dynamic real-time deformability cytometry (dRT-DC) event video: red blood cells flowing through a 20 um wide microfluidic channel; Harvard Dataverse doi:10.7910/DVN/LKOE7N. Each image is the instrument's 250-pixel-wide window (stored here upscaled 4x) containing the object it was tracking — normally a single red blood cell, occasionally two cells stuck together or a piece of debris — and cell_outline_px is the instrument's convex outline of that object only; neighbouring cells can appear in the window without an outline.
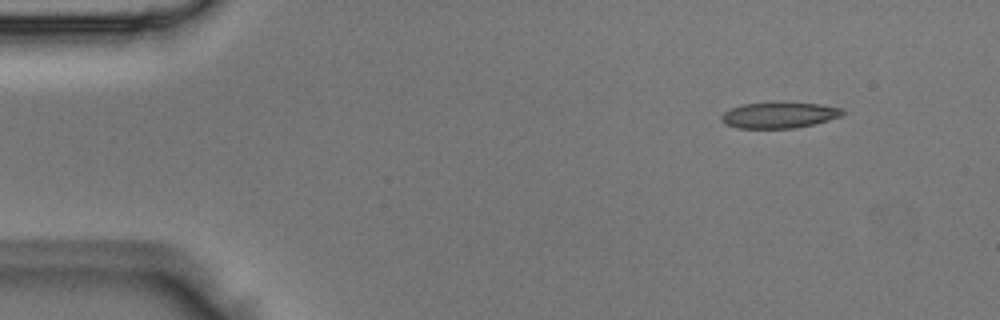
{"species": "Egyptian fruit bat (a non-hibernating species)", "species_latin": "Rousettus aegyptiacus", "temperature_condition": "room temperature", "stored_images_in_passage": 5, "camera_frame_rate_fps": 3000, "um_per_image_px": 0.085, "animal": {"sex": "male"}, "frame": {"image": 1, "passage_image": 2, "time_ms": 0.333, "image_size_px": [1000, 320], "cell_outline_px": [[844, 112], [840, 116], [828, 120], [812, 124], [792, 128], [736, 128], [724, 124], [720, 120], [720, 116], [724, 112], [732, 108], [744, 104], [776, 100], [820, 104], [844, 108]], "centroid_in_image_um": [66.2, 9.75], "position_along_channel_um": 18.8, "area_um2": 18.84}}